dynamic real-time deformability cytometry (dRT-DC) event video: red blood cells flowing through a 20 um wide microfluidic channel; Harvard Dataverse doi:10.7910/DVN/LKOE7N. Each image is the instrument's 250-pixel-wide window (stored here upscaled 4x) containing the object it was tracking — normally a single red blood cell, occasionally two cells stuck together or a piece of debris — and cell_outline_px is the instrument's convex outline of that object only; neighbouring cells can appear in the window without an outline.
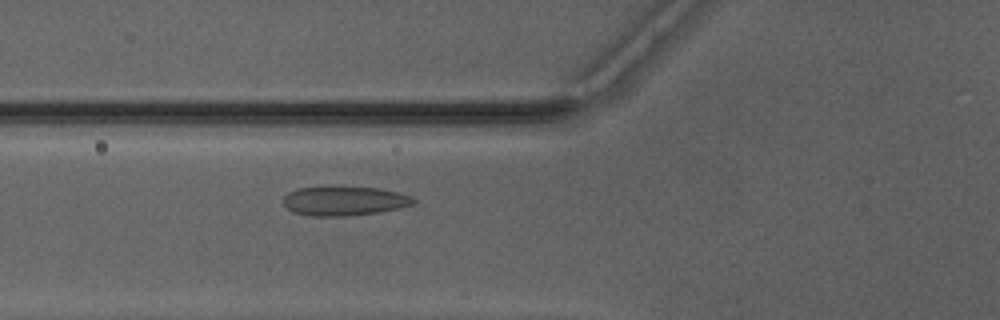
{"species": "Egyptian fruit bat (a non-hibernating species)", "species_latin": "Rousettus aegyptiacus", "temperature_condition": "warm", "stored_images_in_passage": 32, "camera_frame_rate_fps": 3000, "um_per_image_px": 0.085, "animal": {"sex": "male"}, "frame": {"image": 1, "passage_image": 7, "time_ms": 2.0, "image_size_px": [1000, 320], "cell_outline_px": [[416, 200], [412, 204], [380, 212], [344, 216], [308, 216], [292, 212], [284, 204], [284, 196], [288, 192], [300, 188], [332, 184], [380, 188], [412, 196]], "centroid_in_image_um": [29.22, 17.04], "position_along_channel_um": 96.6, "area_um2": 22.83}}
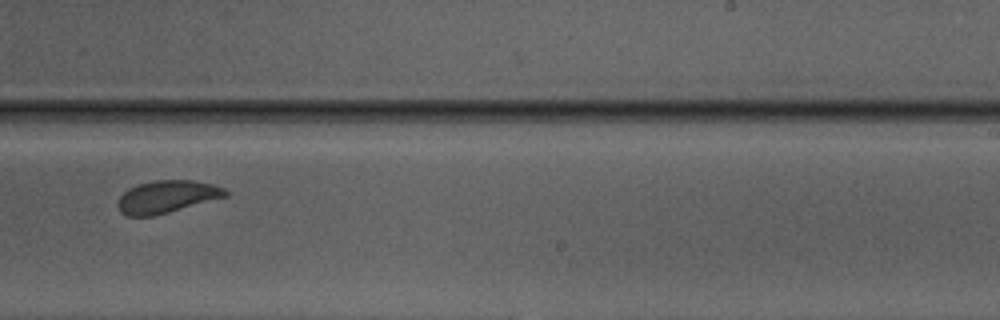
{"frame": {"image": 2, "passage_image": 20, "time_ms": 6.333, "image_size_px": [1000, 320], "cell_outline_px": [[228, 196], [168, 212], [152, 216], [124, 216], [120, 212], [116, 204], [116, 200], [128, 188], [136, 184], [156, 180], [192, 180], [212, 184], [224, 188], [228, 192]], "centroid_in_image_um": [14.13, 16.72], "position_along_channel_um": 274.9, "area_um2": 20.46}}
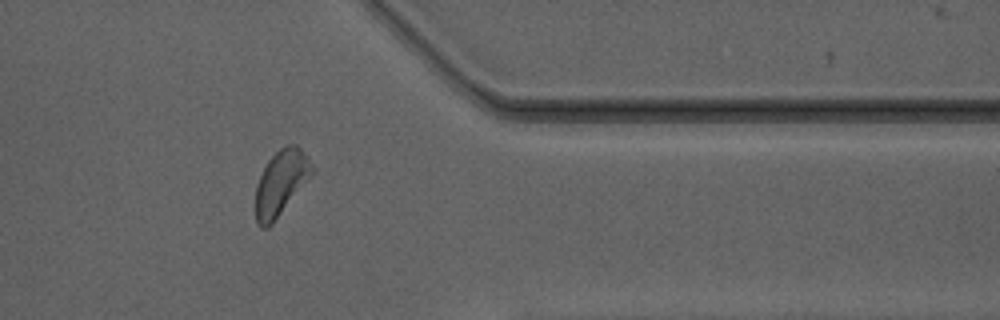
{"frame": {"image": 3, "passage_image": 29, "time_ms": 9.333, "image_size_px": [1000, 320], "cell_outline_px": [[312, 172], [272, 224], [268, 228], [260, 228], [256, 224], [256, 184], [268, 160], [280, 148], [288, 144], [296, 144], [308, 156], [312, 168]], "centroid_in_image_um": [23.83, 15.53], "position_along_channel_um": 387.6, "area_um2": 20.75}, "authors_computed_cell_mechanics": {"area_um2": 21.2415, "velocity_mm_per_s": 4.1204, "shape_relaxation_time_tau1_ms": 3.2202, "shape_relaxation_time_tau2_ms": 0.7502, "deformation_change_tau1": 0.0838, "deformation_change_tau2": 0.0689}}